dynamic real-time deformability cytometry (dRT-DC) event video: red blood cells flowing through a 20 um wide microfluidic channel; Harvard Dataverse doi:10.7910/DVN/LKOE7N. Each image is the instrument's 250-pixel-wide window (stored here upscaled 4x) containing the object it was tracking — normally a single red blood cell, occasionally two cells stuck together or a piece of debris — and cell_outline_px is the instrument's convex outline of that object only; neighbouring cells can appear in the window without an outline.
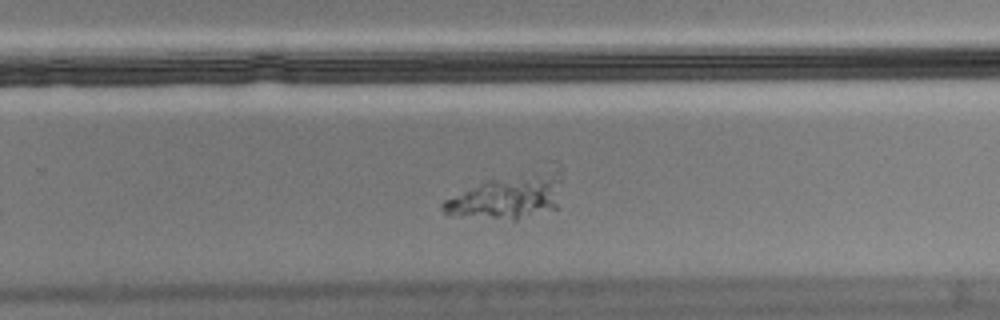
{"species": "Egyptian fruit bat (a non-hibernating species)", "species_latin": "Rousettus aegyptiacus", "temperature_condition": "cold", "stored_images_in_passage": 44, "camera_frame_rate_fps": 3000, "um_per_image_px": 0.085, "animal": {"sex": "male"}, "frame": {"image": 1, "passage_image": 31, "time_ms": 10.0, "image_size_px": [1000, 320], "cell_outline_px": [[560, 180], [556, 208], [516, 220], [512, 220], [448, 216], [440, 208], [440, 204], [444, 200], [488, 180], [544, 160], [552, 160]], "centroid_in_image_um": [43.26, 16.57], "position_along_channel_um": 286.5, "area_um2": 32.77}}